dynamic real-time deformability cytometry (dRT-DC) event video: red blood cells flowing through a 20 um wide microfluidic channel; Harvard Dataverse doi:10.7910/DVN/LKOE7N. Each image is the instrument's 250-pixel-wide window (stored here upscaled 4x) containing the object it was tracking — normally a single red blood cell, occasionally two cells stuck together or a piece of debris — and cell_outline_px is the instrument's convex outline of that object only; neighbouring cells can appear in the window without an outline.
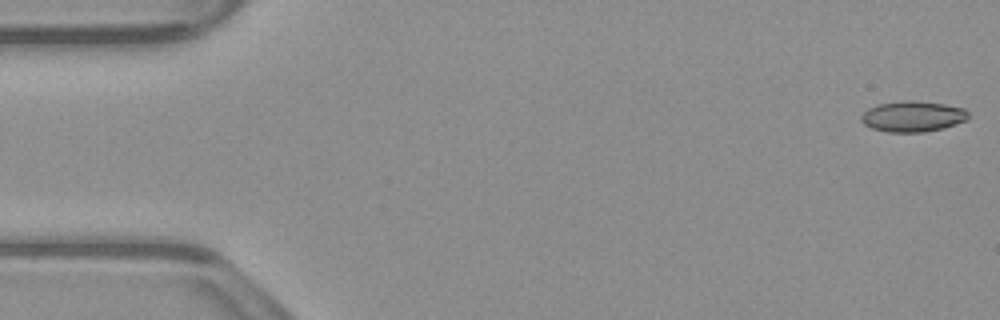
{"species": "common noctule bat (a hibernating species)", "species_latin": "Nyctalus noctula", "temperature_condition": "warm", "stored_images_in_passage": 53, "camera_frame_rate_fps": 3000, "um_per_image_px": 0.085, "animal": {"sex": "male", "body_mass_g": 23.1, "forearm_length_mm": 52.7}, "frame": {"image": 1, "passage_image": 1, "time_ms": 0.0, "image_size_px": [1000, 320], "cell_outline_px": [[972, 116], [968, 120], [944, 128], [924, 132], [888, 132], [872, 128], [864, 124], [860, 120], [860, 116], [868, 108], [876, 104], [904, 100], [912, 100], [944, 104], [964, 108]], "centroid_in_image_um": [77.6, 9.89], "position_along_channel_um": 7.4, "area_um2": 19.48}}
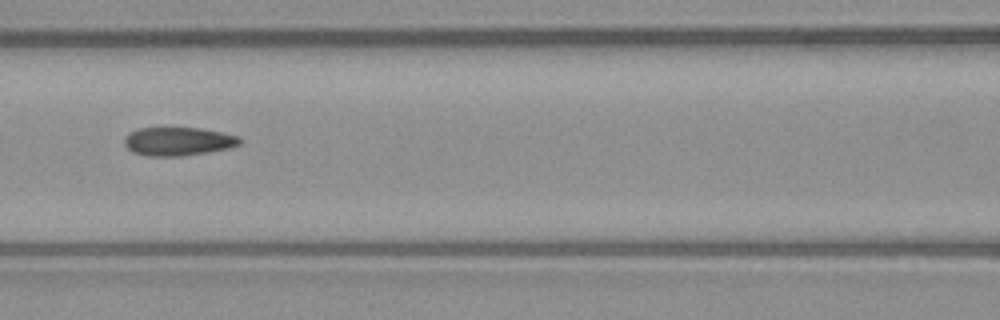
{"frame": {"image": 2, "passage_image": 23, "time_ms": 7.333, "image_size_px": [1000, 320], "cell_outline_px": [[244, 140], [240, 144], [228, 148], [208, 152], [184, 156], [148, 156], [132, 152], [124, 144], [124, 136], [128, 132], [140, 128], [200, 128], [240, 136]], "centroid_in_image_um": [15.14, 12.02], "position_along_channel_um": 151.5, "area_um2": 19.31}}
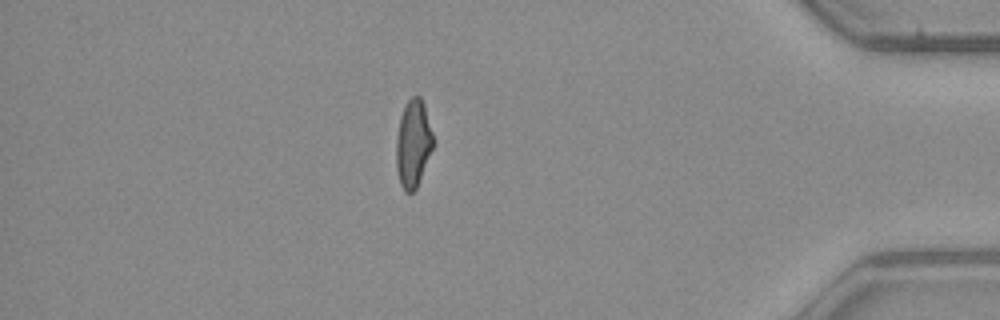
{"frame": {"image": 3, "passage_image": 46, "time_ms": 15.0, "image_size_px": [1000, 320], "cell_outline_px": [[432, 148], [416, 188], [412, 192], [404, 192], [400, 184], [396, 168], [396, 136], [400, 116], [408, 100], [412, 96], [420, 96], [424, 104], [432, 132]], "centroid_in_image_um": [35.08, 12.2], "position_along_channel_um": 400.1, "area_um2": 18.55}, "authors_computed_cell_mechanics": {"area_um2": 19.4786, "velocity_mm_per_s": 3.8356, "shape_relaxation_time_tau1_ms": null, "shape_relaxation_time_tau2_ms": 1.8459, "deformation_change_tau1": null, "deformation_change_tau2": 0.0838}}